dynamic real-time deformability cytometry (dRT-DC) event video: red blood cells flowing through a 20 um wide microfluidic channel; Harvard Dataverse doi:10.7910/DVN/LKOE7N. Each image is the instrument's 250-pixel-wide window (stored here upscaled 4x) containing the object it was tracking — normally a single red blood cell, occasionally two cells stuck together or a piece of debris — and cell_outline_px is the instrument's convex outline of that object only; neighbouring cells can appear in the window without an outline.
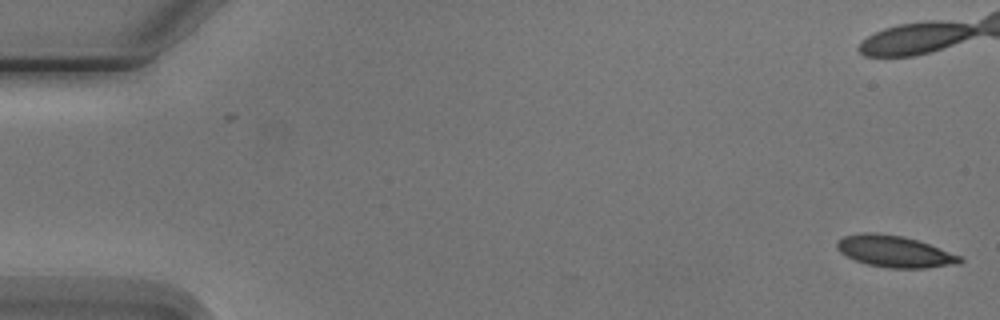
{"species": "Egyptian fruit bat (a non-hibernating species)", "species_latin": "Rousettus aegyptiacus", "temperature_condition": "cold", "stored_images_in_passage": 9, "camera_frame_rate_fps": 3000, "um_per_image_px": 0.085, "animal": {"sex": "male"}, "frame": {"image": 1, "passage_image": 1, "time_ms": 0.0, "image_size_px": [1000, 320], "cell_outline_px": [[964, 260], [960, 264], [924, 268], [888, 268], [868, 264], [856, 260], [840, 252], [836, 248], [836, 244], [844, 236], [864, 232], [872, 232], [904, 236], [928, 244], [960, 256]], "centroid_in_image_um": [76.05, 21.37], "position_along_channel_um": 9.0, "area_um2": 22.37}}
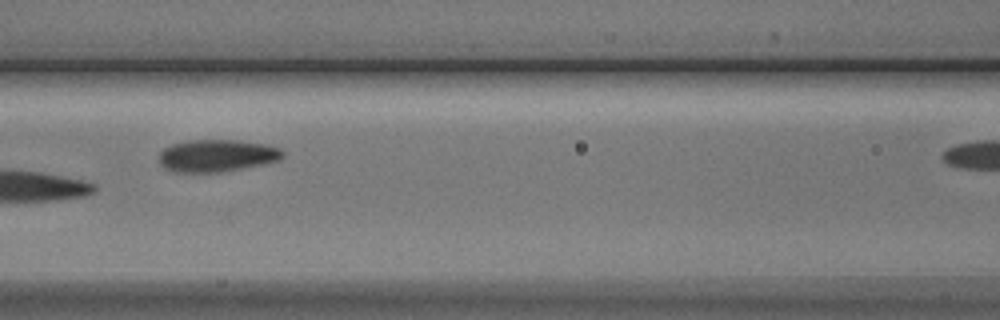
{"frame": {"image": 2, "passage_image": 8, "time_ms": 8.0, "image_size_px": [1000, 320], "cell_outline_px": [[284, 156], [280, 160], [220, 172], [176, 172], [164, 168], [160, 164], [160, 152], [164, 148], [172, 144], [188, 140], [240, 140], [264, 144], [280, 148], [284, 152]], "centroid_in_image_um": [18.42, 13.22], "position_along_channel_um": 148.2, "area_um2": 23.12}}